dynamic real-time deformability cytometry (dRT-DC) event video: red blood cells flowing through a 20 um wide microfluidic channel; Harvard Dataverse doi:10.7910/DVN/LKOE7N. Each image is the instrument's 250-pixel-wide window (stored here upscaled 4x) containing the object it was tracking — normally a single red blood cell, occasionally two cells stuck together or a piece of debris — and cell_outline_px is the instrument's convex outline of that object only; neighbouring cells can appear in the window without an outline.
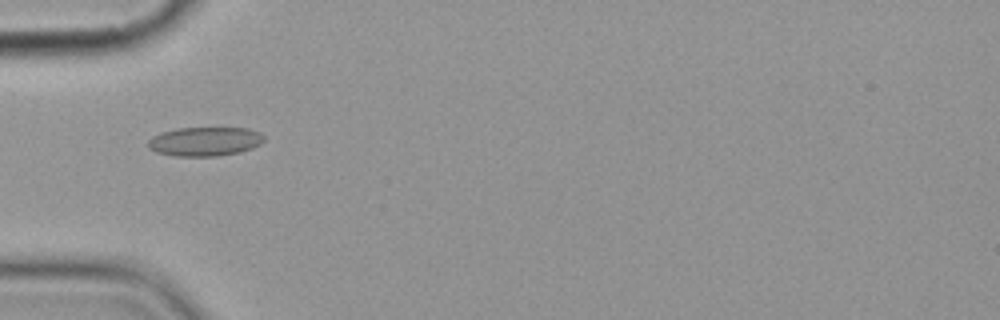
{"species": "common noctule bat (a hibernating species)", "species_latin": "Nyctalus noctula", "temperature_condition": "cold", "stored_images_in_passage": 5, "camera_frame_rate_fps": 3000, "um_per_image_px": 0.085, "animal": {"sex": "female", "body_mass_g": 19.9}, "frame": {"image": 1, "passage_image": 4, "time_ms": 3.667, "image_size_px": [1000, 320], "cell_outline_px": [[264, 140], [260, 144], [252, 148], [240, 152], [220, 156], [172, 156], [156, 152], [148, 148], [148, 140], [152, 136], [160, 132], [176, 128], [248, 128], [260, 132], [264, 136]], "centroid_in_image_um": [17.4, 12.02], "position_along_channel_um": 67.6, "area_um2": 19.88}}
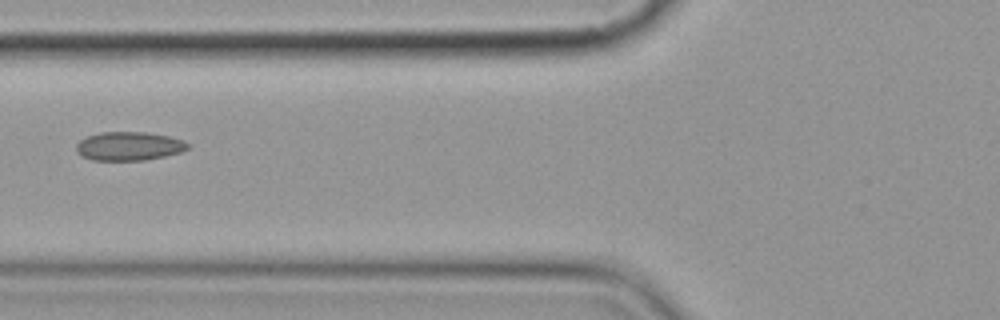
{"frame": {"image": 2, "passage_image": 5, "time_ms": 5.0, "image_size_px": [1000, 320], "cell_outline_px": [[188, 148], [180, 152], [164, 156], [144, 160], [92, 160], [80, 156], [76, 152], [76, 144], [80, 140], [88, 136], [100, 132], [148, 132], [168, 136], [184, 140], [188, 144]], "centroid_in_image_um": [10.93, 12.42], "position_along_channel_um": 114.9, "area_um2": 18.67}}